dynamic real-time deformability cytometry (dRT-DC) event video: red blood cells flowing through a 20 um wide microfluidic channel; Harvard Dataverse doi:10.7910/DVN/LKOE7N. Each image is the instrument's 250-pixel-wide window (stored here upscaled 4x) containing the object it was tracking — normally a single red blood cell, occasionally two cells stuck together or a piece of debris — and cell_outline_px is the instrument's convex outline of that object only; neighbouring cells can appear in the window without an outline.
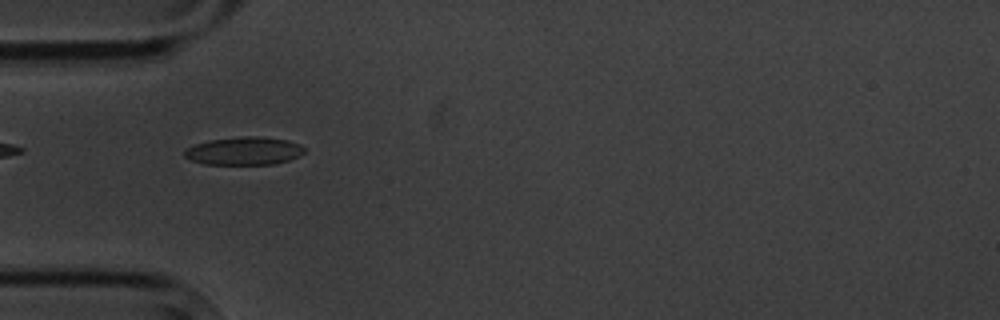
{"species": "common noctule bat (a hibernating species)", "species_latin": "Nyctalus noctula", "temperature_condition": "cold", "stored_images_in_passage": 6, "camera_frame_rate_fps": 3000, "um_per_image_px": 0.085, "animal": {"sex": "male", "body_mass_g": 20.1, "forearm_length_mm": 53.5}, "frame": {"image": 1, "passage_image": 5, "time_ms": 4.667, "image_size_px": [1000, 320], "cell_outline_px": [[304, 152], [300, 156], [288, 160], [272, 164], [204, 164], [192, 160], [184, 156], [184, 148], [208, 140], [244, 136], [260, 136], [288, 140], [300, 144], [304, 148]], "centroid_in_image_um": [20.74, 12.82], "position_along_channel_um": 64.3, "area_um2": 19.59}}
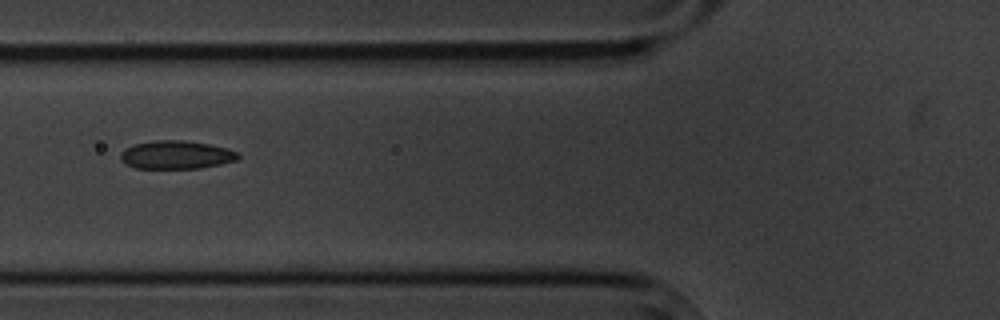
{"frame": {"image": 2, "passage_image": 6, "time_ms": 6.0, "image_size_px": [1000, 320], "cell_outline_px": [[240, 156], [236, 160], [220, 164], [200, 168], [136, 168], [124, 164], [120, 160], [120, 152], [136, 144], [156, 140], [184, 140], [208, 144], [228, 148], [240, 152]], "centroid_in_image_um": [15.0, 13.16], "position_along_channel_um": 110.8, "area_um2": 19.36}}